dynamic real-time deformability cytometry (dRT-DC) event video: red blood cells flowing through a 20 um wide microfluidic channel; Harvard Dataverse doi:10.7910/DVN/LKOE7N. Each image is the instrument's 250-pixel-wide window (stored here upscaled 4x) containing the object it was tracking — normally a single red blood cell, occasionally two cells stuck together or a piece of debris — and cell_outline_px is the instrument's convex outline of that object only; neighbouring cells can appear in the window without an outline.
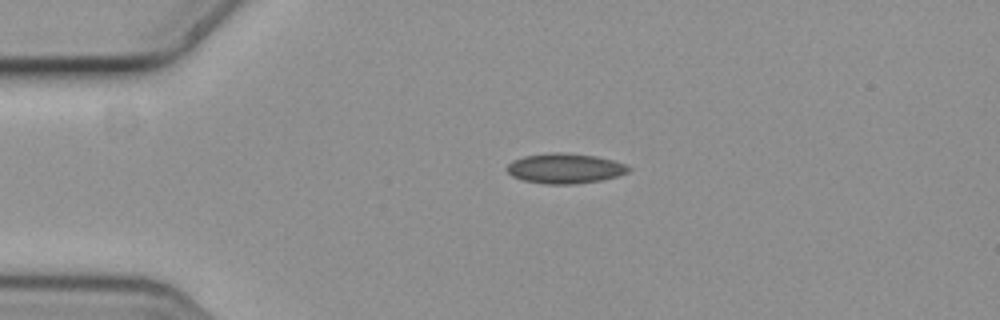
{"species": "common noctule bat (a hibernating species)", "species_latin": "Nyctalus noctula", "temperature_condition": "cold", "stored_images_in_passage": 3, "camera_frame_rate_fps": 3000, "um_per_image_px": 0.085, "animal": {"sex": "female", "body_mass_g": 19.3, "forearm_length_mm": 54.1}, "frame": {"image": 1, "passage_image": 1, "time_ms": 0.0, "image_size_px": [1000, 320], "cell_outline_px": [[632, 168], [628, 172], [616, 176], [600, 180], [572, 184], [544, 184], [524, 180], [512, 176], [508, 172], [508, 164], [512, 160], [524, 156], [552, 152], [560, 152], [596, 156], [612, 160], [624, 164]], "centroid_in_image_um": [48.01, 14.31], "position_along_channel_um": 37.0, "area_um2": 21.1}}
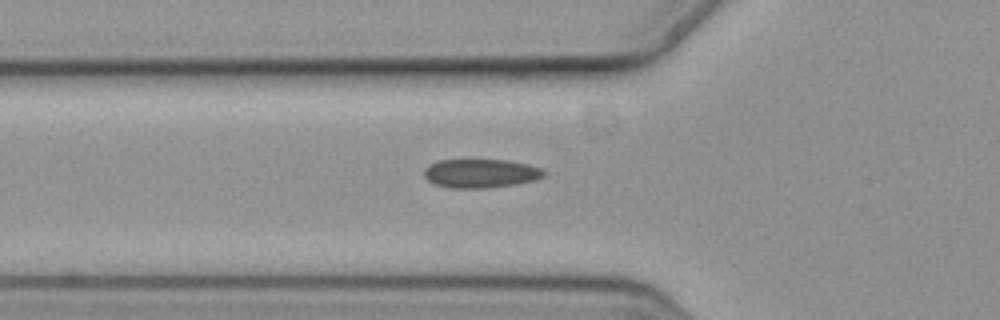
{"frame": {"image": 2, "passage_image": 3, "time_ms": 0.667, "image_size_px": [1000, 320], "cell_outline_px": [[548, 172], [544, 176], [536, 180], [516, 184], [488, 188], [448, 188], [436, 184], [428, 180], [424, 176], [424, 168], [436, 160], [508, 160], [528, 164], [540, 168]], "centroid_in_image_um": [40.87, 14.74], "position_along_channel_um": 84.9, "area_um2": 20.29}}